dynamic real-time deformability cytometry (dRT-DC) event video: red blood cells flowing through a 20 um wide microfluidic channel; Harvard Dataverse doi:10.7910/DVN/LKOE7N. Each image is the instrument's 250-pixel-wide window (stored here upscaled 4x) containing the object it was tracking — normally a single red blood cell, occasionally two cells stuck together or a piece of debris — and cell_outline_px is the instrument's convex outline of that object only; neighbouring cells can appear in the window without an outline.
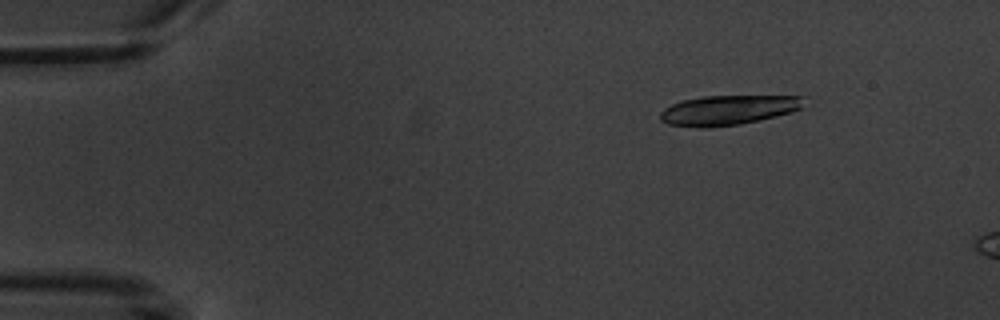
{"species": "common noctule bat (a hibernating species)", "species_latin": "Nyctalus noctula", "temperature_condition": "warm", "stored_images_in_passage": 5, "camera_frame_rate_fps": 3000, "um_per_image_px": 0.085, "animal": {"sex": "male", "body_mass_g": 20.1, "forearm_length_mm": 53.5}, "frame": {"image": 1, "passage_image": 3, "time_ms": 2.333, "image_size_px": [1000, 320], "cell_outline_px": [[808, 96], [800, 108], [792, 112], [740, 124], [708, 128], [704, 128], [668, 124], [660, 120], [660, 112], [664, 108], [672, 104], [684, 100], [704, 96]], "centroid_in_image_um": [61.89, 9.35], "position_along_channel_um": 23.1, "area_um2": 24.8}}